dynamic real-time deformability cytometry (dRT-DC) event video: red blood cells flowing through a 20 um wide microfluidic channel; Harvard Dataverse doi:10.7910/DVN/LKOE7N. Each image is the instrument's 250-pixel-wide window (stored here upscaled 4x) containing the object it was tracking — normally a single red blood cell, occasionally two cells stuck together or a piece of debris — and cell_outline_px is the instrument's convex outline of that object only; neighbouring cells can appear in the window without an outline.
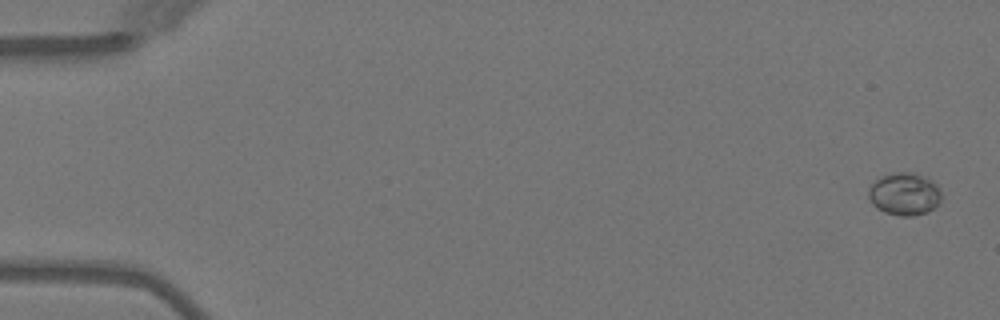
{"species": "Egyptian fruit bat (a non-hibernating species)", "species_latin": "Rousettus aegyptiacus", "temperature_condition": "warm", "stored_images_in_passage": 6, "segment_of_instrument_passage": [2, 2], "camera_frame_rate_fps": 3000, "um_per_image_px": 0.085, "animal": {"sex": "female"}, "frame": {"image": 1, "passage_image": 6, "time_ms": 6.333, "image_size_px": [1000, 320], "cell_outline_px": [[940, 200], [928, 212], [912, 216], [900, 216], [884, 212], [876, 208], [872, 204], [868, 196], [868, 188], [876, 180], [892, 172], [912, 172], [936, 184], [940, 188]], "centroid_in_image_um": [76.84, 16.5], "position_along_channel_um": 8.2, "area_um2": 17.86}}